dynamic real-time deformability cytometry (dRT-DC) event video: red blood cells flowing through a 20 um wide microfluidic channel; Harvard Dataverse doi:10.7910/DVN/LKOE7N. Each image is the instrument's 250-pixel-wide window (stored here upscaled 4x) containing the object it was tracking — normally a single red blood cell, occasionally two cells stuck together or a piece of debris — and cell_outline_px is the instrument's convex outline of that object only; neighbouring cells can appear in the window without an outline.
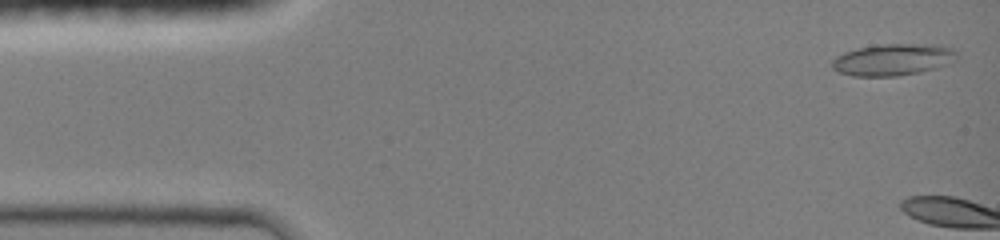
{"species": "common noctule bat (a hibernating species)", "species_latin": "Nyctalus noctula", "temperature_condition": "room temperature", "stored_images_in_passage": 3, "camera_frame_rate_fps": 3000, "um_per_image_px": 0.085, "animal": {"sex": "female", "body_mass_g": 19.0, "forearm_length_mm": 51.5}, "frame": {"image": 1, "passage_image": 1, "time_ms": 0.0, "image_size_px": [1000, 240], "cell_outline_px": [[956, 56], [944, 64], [936, 68], [920, 72], [896, 76], [852, 76], [840, 72], [832, 68], [832, 60], [836, 56], [844, 52], [856, 48], [880, 44], [944, 44], [952, 48], [956, 52]], "centroid_in_image_um": [75.86, 5.05], "position_along_channel_um": 9.1, "area_um2": 23.0}}